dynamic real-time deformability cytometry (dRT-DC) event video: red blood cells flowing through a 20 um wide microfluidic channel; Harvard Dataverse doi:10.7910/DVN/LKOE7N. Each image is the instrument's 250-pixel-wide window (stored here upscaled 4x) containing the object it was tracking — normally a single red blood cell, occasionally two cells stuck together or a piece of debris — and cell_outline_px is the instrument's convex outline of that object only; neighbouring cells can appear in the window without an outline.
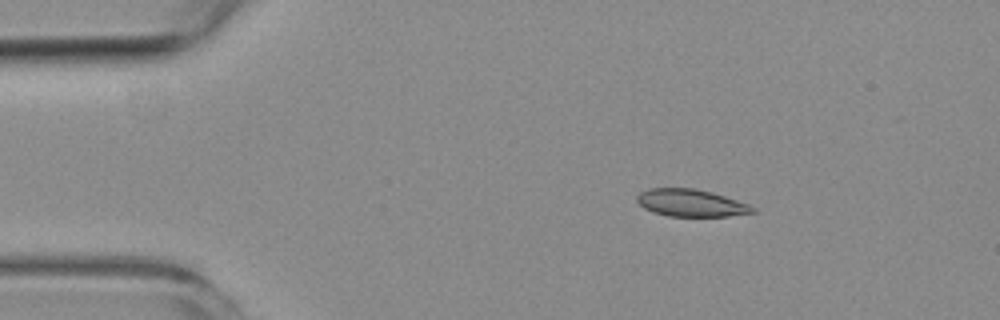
{"species": "common noctule bat (a hibernating species)", "species_latin": "Nyctalus noctula", "temperature_condition": "room temperature", "stored_images_in_passage": 4, "camera_frame_rate_fps": 3000, "um_per_image_px": 0.085, "animal": {"sex": "female", "body_mass_g": 19.3, "forearm_length_mm": 54.1}, "frame": {"image": 1, "passage_image": 1, "time_ms": 0.0, "image_size_px": [1000, 320], "cell_outline_px": [[756, 212], [728, 216], [668, 216], [652, 212], [644, 208], [636, 200], [636, 196], [640, 192], [648, 188], [696, 188], [712, 192], [748, 204], [756, 208]], "centroid_in_image_um": [58.71, 17.24], "position_along_channel_um": 26.3, "area_um2": 18.44}}
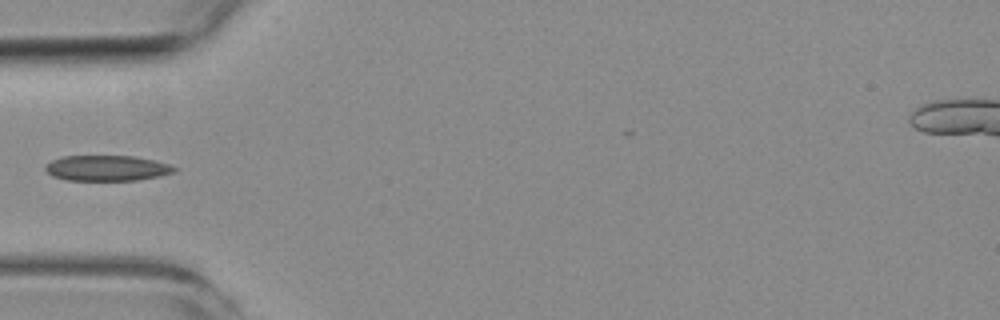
{"frame": {"image": 2, "passage_image": 3, "time_ms": 3.0, "image_size_px": [1000, 320], "cell_outline_px": [[180, 168], [176, 172], [160, 176], [136, 180], [68, 180], [52, 176], [44, 168], [52, 160], [64, 156], [136, 156], [168, 164]], "centroid_in_image_um": [9.14, 14.29], "position_along_channel_um": 75.9, "area_um2": 19.13}}
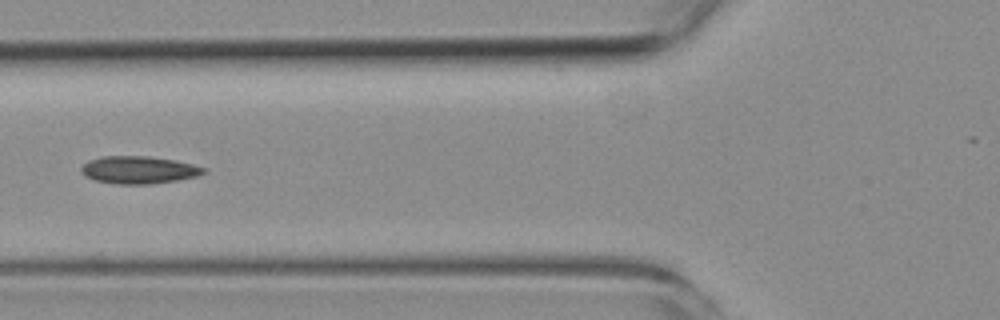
{"frame": {"image": 3, "passage_image": 4, "time_ms": 4.0, "image_size_px": [1000, 320], "cell_outline_px": [[208, 172], [196, 176], [176, 180], [152, 184], [116, 184], [96, 180], [84, 176], [80, 172], [80, 168], [88, 160], [100, 156], [148, 156], [176, 160], [208, 168]], "centroid_in_image_um": [11.79, 14.43], "position_along_channel_um": 114.0, "area_um2": 19.83}}